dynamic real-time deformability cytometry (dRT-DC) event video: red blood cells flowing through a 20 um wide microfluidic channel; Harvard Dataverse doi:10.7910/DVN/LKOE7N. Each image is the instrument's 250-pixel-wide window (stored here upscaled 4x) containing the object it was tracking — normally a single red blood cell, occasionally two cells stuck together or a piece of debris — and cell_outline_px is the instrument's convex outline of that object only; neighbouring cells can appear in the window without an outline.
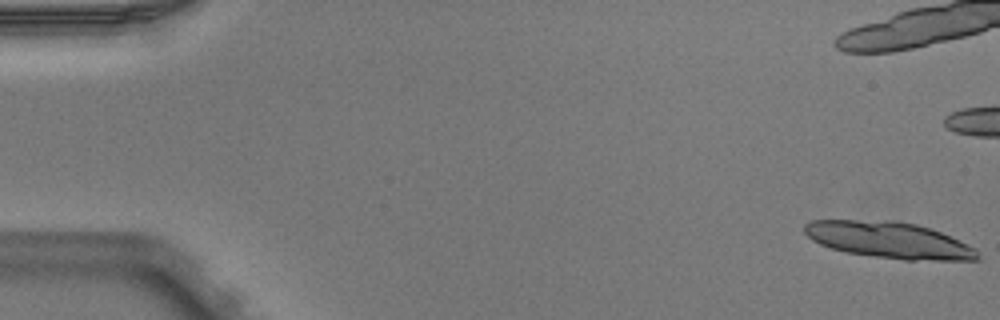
{"species": "Egyptian fruit bat (a non-hibernating species)", "species_latin": "Rousettus aegyptiacus", "temperature_condition": "warm", "stored_images_in_passage": 5, "camera_frame_rate_fps": 3000, "um_per_image_px": 0.085, "animal": {"sex": "male"}, "frame": {"image": 1, "passage_image": 1, "time_ms": 0.0, "image_size_px": [1000, 320], "cell_outline_px": [[980, 260], [904, 260], [844, 252], [820, 244], [812, 240], [804, 232], [804, 224], [812, 220], [892, 220], [916, 224], [940, 232], [976, 248]], "centroid_in_image_um": [75.55, 20.4], "position_along_channel_um": 9.5, "area_um2": 36.59}}